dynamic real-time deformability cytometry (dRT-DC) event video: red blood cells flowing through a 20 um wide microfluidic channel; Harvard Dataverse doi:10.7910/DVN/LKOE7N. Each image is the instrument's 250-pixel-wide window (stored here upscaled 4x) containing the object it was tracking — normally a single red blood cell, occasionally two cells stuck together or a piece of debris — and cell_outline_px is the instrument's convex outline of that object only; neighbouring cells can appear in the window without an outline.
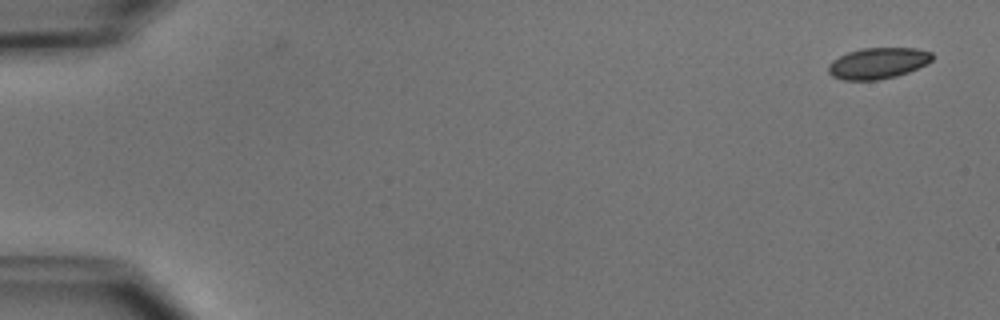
{"species": "common noctule bat (a hibernating species)", "species_latin": "Nyctalus noctula", "temperature_condition": "cold", "stored_images_in_passage": 4, "camera_frame_rate_fps": 3000, "um_per_image_px": 0.085, "animal": {"sex": "male", "body_mass_g": 15.6}, "frame": {"image": 1, "passage_image": 1, "time_ms": 0.0, "image_size_px": [1000, 320], "cell_outline_px": [[932, 60], [928, 64], [908, 72], [896, 76], [876, 80], [844, 80], [832, 76], [828, 72], [828, 64], [832, 60], [848, 52], [860, 48], [916, 48], [932, 52]], "centroid_in_image_um": [74.62, 5.37], "position_along_channel_um": 10.4, "area_um2": 18.9}}
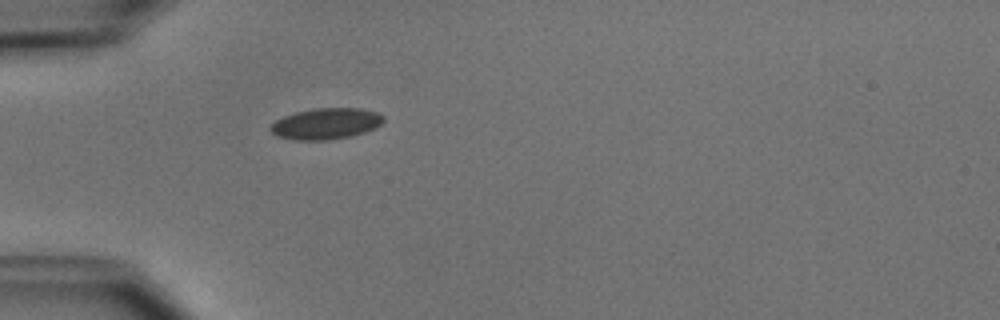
{"frame": {"image": 2, "passage_image": 4, "time_ms": 4.667, "image_size_px": [1000, 320], "cell_outline_px": [[384, 120], [380, 124], [364, 132], [348, 136], [324, 140], [296, 140], [276, 136], [268, 128], [276, 120], [284, 116], [296, 112], [312, 108], [360, 108], [376, 112], [384, 116]], "centroid_in_image_um": [27.67, 10.5], "position_along_channel_um": 57.3, "area_um2": 20.29}}